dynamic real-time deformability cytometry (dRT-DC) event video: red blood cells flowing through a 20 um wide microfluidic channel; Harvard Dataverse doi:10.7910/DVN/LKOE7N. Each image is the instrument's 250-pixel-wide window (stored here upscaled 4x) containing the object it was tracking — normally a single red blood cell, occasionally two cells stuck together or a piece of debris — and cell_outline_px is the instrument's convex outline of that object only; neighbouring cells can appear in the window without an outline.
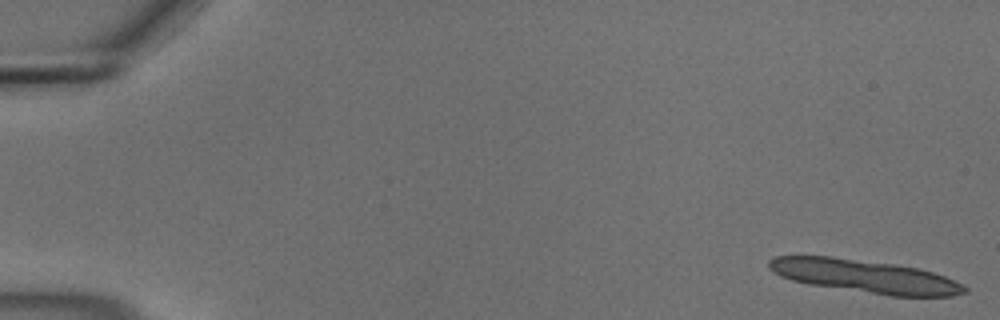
{"species": "common noctule bat (a hibernating species)", "species_latin": "Nyctalus noctula", "temperature_condition": "cold", "stored_images_in_passage": 13, "camera_frame_rate_fps": 3000, "um_per_image_px": 0.085, "animal": {"sex": "male", "body_mass_g": 18.8}, "frame": {"image": 1, "passage_image": 1, "time_ms": 0.0, "image_size_px": [1000, 320], "cell_outline_px": [[968, 292], [952, 296], [892, 296], [812, 284], [792, 280], [780, 276], [772, 272], [768, 268], [768, 260], [776, 256], [832, 256], [892, 264], [920, 268], [944, 276], [968, 288]], "centroid_in_image_um": [73.5, 23.47], "position_along_channel_um": 11.5, "area_um2": 37.34}}